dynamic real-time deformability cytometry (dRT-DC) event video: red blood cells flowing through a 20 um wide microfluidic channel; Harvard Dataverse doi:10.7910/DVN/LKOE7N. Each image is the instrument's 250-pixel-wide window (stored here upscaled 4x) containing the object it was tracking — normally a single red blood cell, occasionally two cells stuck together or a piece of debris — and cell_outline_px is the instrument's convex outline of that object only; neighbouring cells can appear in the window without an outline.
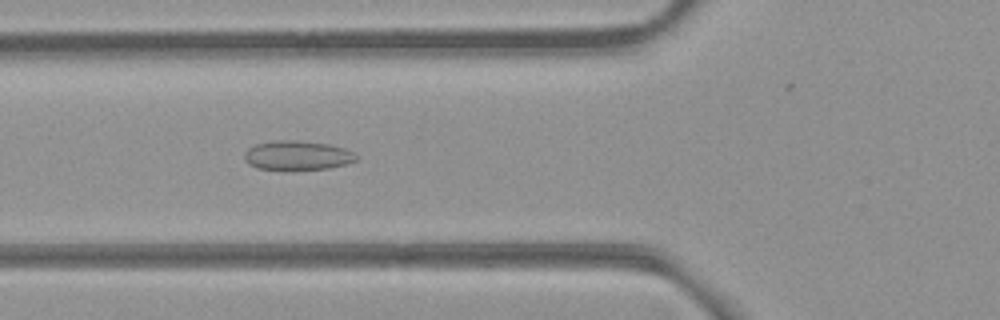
{"species": "common noctule bat (a hibernating species)", "species_latin": "Nyctalus noctula", "temperature_condition": "room temperature", "stored_images_in_passage": 40, "camera_frame_rate_fps": 3000, "um_per_image_px": 0.085, "animal": {"sex": "female", "body_mass_g": 21.9}, "frame": {"image": 1, "passage_image": 6, "time_ms": 1.667, "image_size_px": [1000, 320], "cell_outline_px": [[360, 156], [356, 160], [348, 164], [328, 168], [292, 172], [284, 172], [256, 168], [248, 164], [244, 160], [244, 152], [248, 148], [256, 144], [272, 140], [300, 140], [328, 144], [344, 148]], "centroid_in_image_um": [25.24, 13.25], "position_along_channel_um": 100.6, "area_um2": 20.06}}
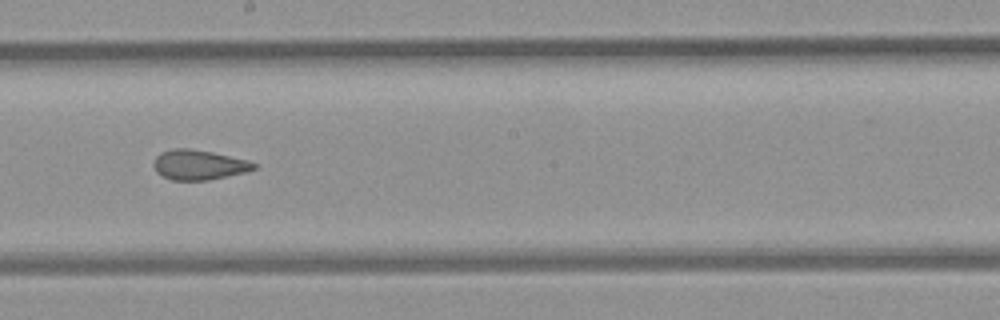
{"frame": {"image": 2, "passage_image": 16, "time_ms": 5.0, "image_size_px": [1000, 320], "cell_outline_px": [[256, 168], [244, 172], [208, 180], [172, 180], [156, 172], [152, 164], [156, 156], [160, 152], [172, 148], [188, 148], [212, 152], [248, 160], [256, 164]], "centroid_in_image_um": [16.86, 14.0], "position_along_channel_um": 231.3, "area_um2": 17.4}}
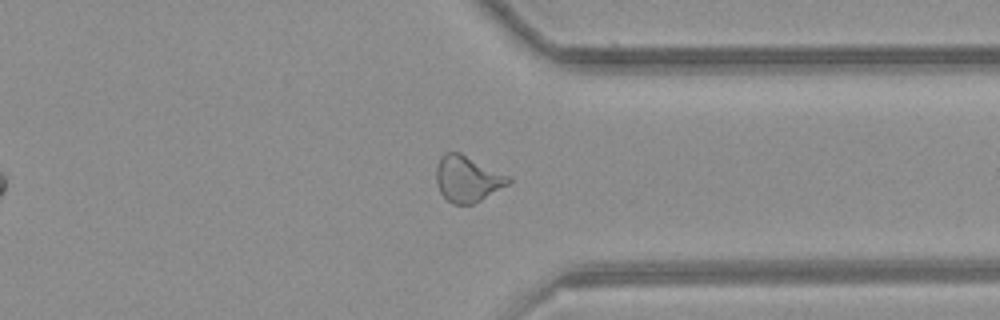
{"frame": {"image": 3, "passage_image": 27, "time_ms": 8.667, "image_size_px": [1000, 320], "cell_outline_px": [[512, 180], [508, 184], [480, 200], [472, 204], [452, 204], [440, 192], [436, 184], [436, 168], [440, 156], [444, 152], [460, 152], [512, 176]], "centroid_in_image_um": [39.73, 15.17], "position_along_channel_um": 371.7, "area_um2": 19.54}}